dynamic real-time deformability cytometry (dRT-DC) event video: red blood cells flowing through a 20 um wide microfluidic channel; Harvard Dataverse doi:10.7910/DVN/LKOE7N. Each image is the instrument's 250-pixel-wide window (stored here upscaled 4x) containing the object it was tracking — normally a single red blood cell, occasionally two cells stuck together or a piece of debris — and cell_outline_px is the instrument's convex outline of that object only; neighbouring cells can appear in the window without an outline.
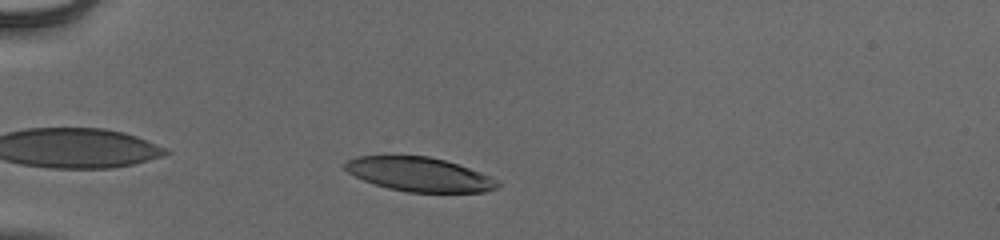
{"species": "human", "species_latin": "Homo sapiens", "temperature_condition": "cold", "stored_images_in_passage": 37, "camera_frame_rate_fps": 3000, "um_per_image_px": 0.085, "donor": {"sex": "male"}, "frame": {"image": 1, "passage_image": 4, "time_ms": 1.0, "image_size_px": [1000, 240], "cell_outline_px": [[500, 184], [496, 188], [484, 192], [408, 192], [388, 188], [364, 180], [348, 172], [344, 168], [344, 164], [348, 160], [356, 156], [428, 156], [444, 160], [480, 172], [496, 180]], "centroid_in_image_um": [35.63, 14.82], "position_along_channel_um": 49.4, "area_um2": 29.88}}
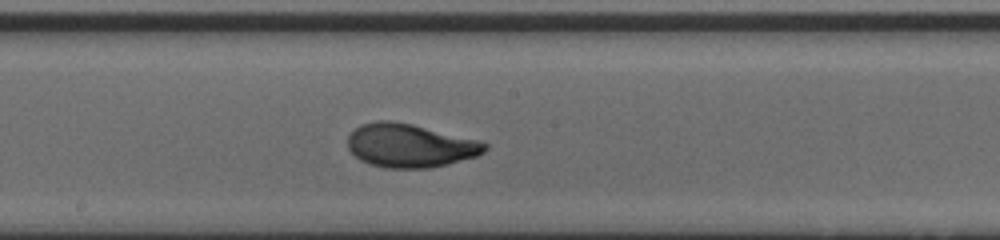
{"frame": {"image": 2, "passage_image": 19, "time_ms": 6.0, "image_size_px": [1000, 240], "cell_outline_px": [[488, 148], [484, 152], [476, 156], [428, 168], [384, 168], [360, 160], [348, 148], [348, 136], [360, 124], [376, 120], [392, 120], [412, 124], [484, 140], [488, 144]], "centroid_in_image_um": [34.88, 12.35], "position_along_channel_um": 213.3, "area_um2": 34.97}}
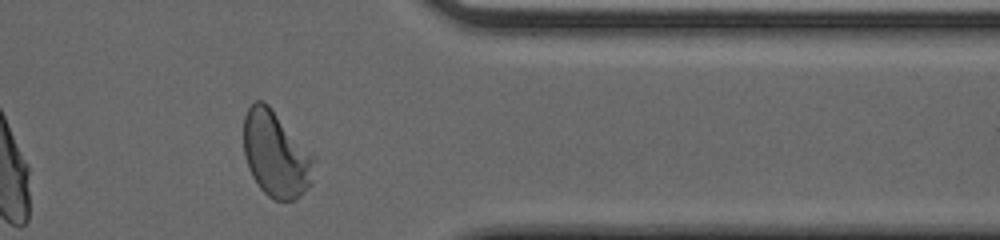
{"frame": {"image": 3, "passage_image": 33, "time_ms": 10.667, "image_size_px": [1000, 240], "cell_outline_px": [[316, 156], [312, 184], [296, 200], [272, 200], [260, 188], [252, 176], [248, 168], [244, 156], [244, 116], [248, 108], [256, 100], [264, 100], [268, 104]], "centroid_in_image_um": [23.48, 13.12], "position_along_channel_um": 387.9, "area_um2": 35.72}, "authors_computed_cell_mechanics": {"area_um2": 33.9286, "velocity_mm_per_s": 3.9065, "shape_relaxation_time_tau1_ms": 3.6909, "shape_relaxation_time_tau2_ms": 0.6904, "deformation_change_tau1": 0.1899, "deformation_change_tau2": 0.0583}}